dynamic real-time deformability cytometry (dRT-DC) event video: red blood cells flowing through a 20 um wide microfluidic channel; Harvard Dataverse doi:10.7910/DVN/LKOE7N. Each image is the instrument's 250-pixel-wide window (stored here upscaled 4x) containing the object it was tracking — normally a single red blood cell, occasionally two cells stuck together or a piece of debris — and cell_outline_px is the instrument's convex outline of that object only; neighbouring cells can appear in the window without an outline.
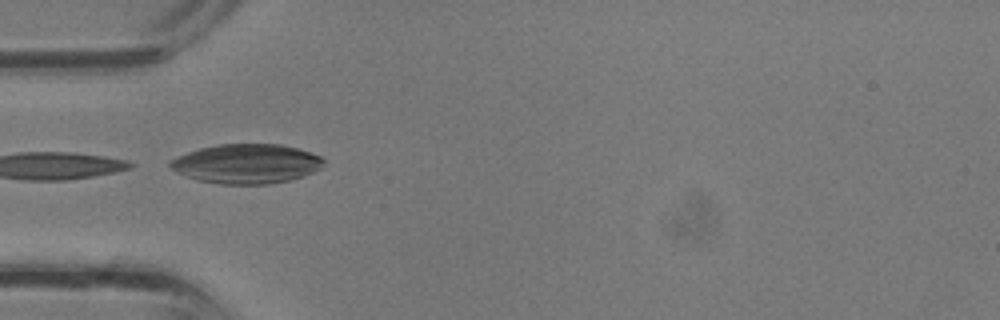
{"species": "common noctule bat (a hibernating species)", "species_latin": "Nyctalus noctula", "temperature_condition": "room temperature", "stored_images_in_passage": 35, "camera_frame_rate_fps": 3000, "um_per_image_px": 0.085, "animal": {"sex": "male", "body_mass_g": 13.3}, "frame": {"image": 1, "passage_image": 11, "time_ms": 3.333, "image_size_px": [1000, 320], "cell_outline_px": [[324, 164], [320, 168], [304, 176], [292, 180], [268, 184], [220, 184], [196, 180], [176, 172], [168, 164], [168, 160], [188, 152], [200, 148], [220, 144], [280, 144], [296, 148], [320, 156], [324, 160]], "centroid_in_image_um": [20.93, 13.92], "position_along_channel_um": 64.1, "area_um2": 35.32}}